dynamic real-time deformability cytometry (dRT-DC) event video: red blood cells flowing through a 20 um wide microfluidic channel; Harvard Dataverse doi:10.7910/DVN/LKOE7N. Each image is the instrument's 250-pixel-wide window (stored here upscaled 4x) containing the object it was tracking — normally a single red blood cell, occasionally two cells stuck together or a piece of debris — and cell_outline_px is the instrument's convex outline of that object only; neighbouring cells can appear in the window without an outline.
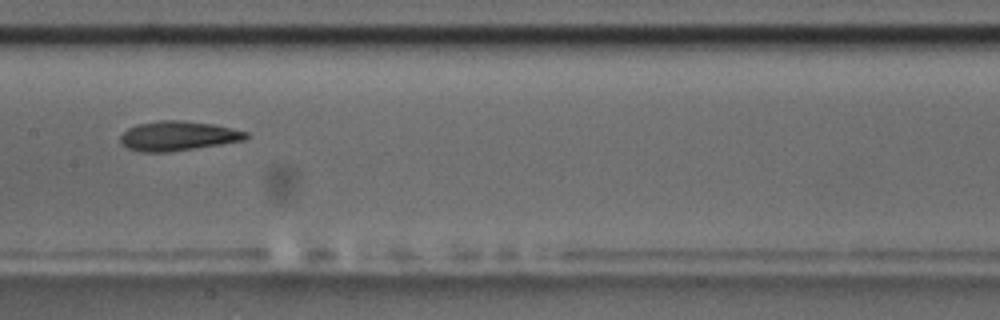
{"species": "common noctule bat (a hibernating species)", "species_latin": "Nyctalus noctula", "temperature_condition": "room temperature", "stored_images_in_passage": 13, "camera_frame_rate_fps": 3000, "um_per_image_px": 0.085, "animal": {"sex": "male", "body_mass_g": 17.5, "forearm_length_mm": 52.3}, "frame": {"image": 1, "passage_image": 6, "time_ms": 1.667, "image_size_px": [1000, 320], "cell_outline_px": [[248, 136], [244, 140], [196, 148], [168, 152], [140, 152], [128, 148], [120, 144], [120, 136], [128, 128], [136, 124], [160, 120], [180, 120], [212, 124], [232, 128], [248, 132]], "centroid_in_image_um": [15.09, 11.55], "position_along_channel_um": 192.3, "area_um2": 21.62}}